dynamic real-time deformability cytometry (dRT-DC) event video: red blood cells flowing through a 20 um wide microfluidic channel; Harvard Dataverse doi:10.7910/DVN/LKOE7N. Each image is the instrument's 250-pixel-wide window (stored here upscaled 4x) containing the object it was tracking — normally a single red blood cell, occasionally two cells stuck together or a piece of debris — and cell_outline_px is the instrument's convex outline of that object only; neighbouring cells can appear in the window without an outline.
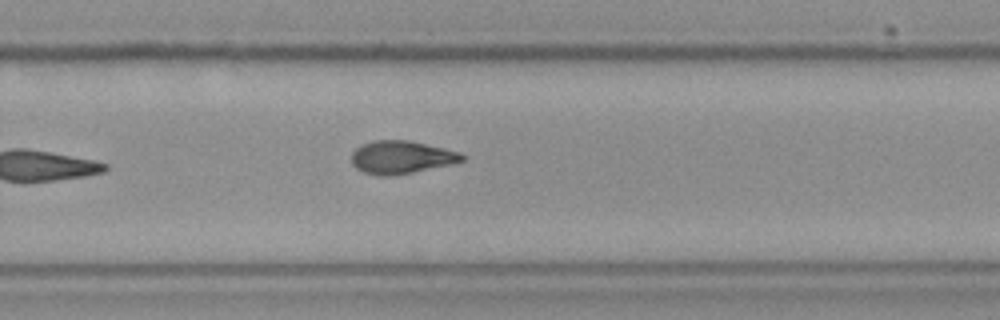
{"species": "Egyptian fruit bat (a non-hibernating species)", "species_latin": "Rousettus aegyptiacus", "temperature_condition": "cold", "stored_images_in_passage": 10, "camera_frame_rate_fps": 3000, "um_per_image_px": 0.085, "frame": {"image": 1, "passage_image": 10, "time_ms": 3.0, "image_size_px": [1000, 320], "cell_outline_px": [[464, 160], [452, 164], [392, 176], [380, 176], [364, 172], [356, 168], [352, 164], [352, 152], [360, 144], [372, 140], [408, 140], [444, 148], [460, 152], [464, 156]], "centroid_in_image_um": [34.09, 13.36], "position_along_channel_um": 295.7, "area_um2": 21.21}}